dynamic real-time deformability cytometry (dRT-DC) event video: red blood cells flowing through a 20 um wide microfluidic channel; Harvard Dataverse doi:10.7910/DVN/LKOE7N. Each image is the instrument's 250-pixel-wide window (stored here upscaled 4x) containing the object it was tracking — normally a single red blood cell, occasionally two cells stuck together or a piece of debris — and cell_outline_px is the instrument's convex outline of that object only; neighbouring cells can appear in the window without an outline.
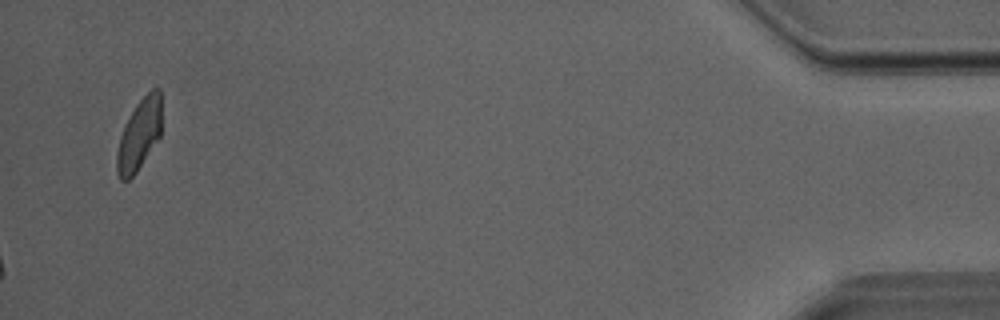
{"species": "Egyptian fruit bat (a non-hibernating species)", "species_latin": "Rousettus aegyptiacus", "temperature_condition": "room temperature", "stored_images_in_passage": 31, "camera_frame_rate_fps": 3000, "um_per_image_px": 0.085, "animal": {"sex": "male"}, "frame": {"image": 1, "passage_image": 31, "time_ms": 10.0, "image_size_px": [1000, 320], "cell_outline_px": [[160, 136], [136, 172], [128, 180], [120, 180], [116, 172], [116, 152], [120, 136], [124, 124], [136, 104], [152, 88], [160, 88]], "centroid_in_image_um": [11.8, 11.46], "position_along_channel_um": 423.4, "area_um2": 18.38}}